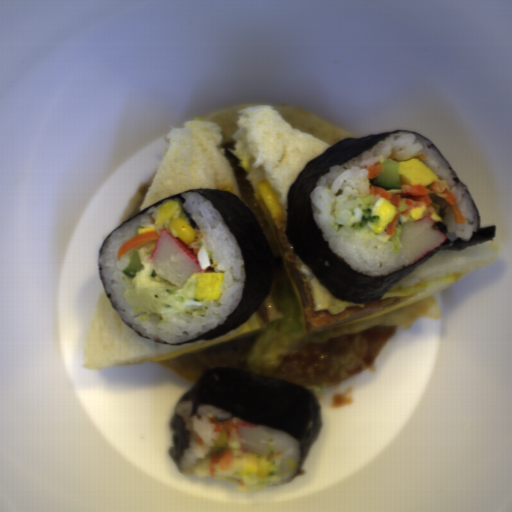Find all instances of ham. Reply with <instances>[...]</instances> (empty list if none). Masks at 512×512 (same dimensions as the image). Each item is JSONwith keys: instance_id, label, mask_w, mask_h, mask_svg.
<instances>
[{"instance_id": "ham-1", "label": "ham", "mask_w": 512, "mask_h": 512, "mask_svg": "<svg viewBox=\"0 0 512 512\" xmlns=\"http://www.w3.org/2000/svg\"><path fill=\"white\" fill-rule=\"evenodd\" d=\"M271 224L276 244L300 292L304 308L305 325L308 333H322L334 327L341 326L342 324H345L347 322L392 307L396 304H399L405 300L410 299L411 297L417 294L411 293L404 295L387 296L377 300L376 302H369L359 307H348L343 312H340L335 315H330L318 311L315 308L311 291L302 275V272L300 270L299 264L293 251L277 233L272 222Z\"/></svg>"}]
</instances>
